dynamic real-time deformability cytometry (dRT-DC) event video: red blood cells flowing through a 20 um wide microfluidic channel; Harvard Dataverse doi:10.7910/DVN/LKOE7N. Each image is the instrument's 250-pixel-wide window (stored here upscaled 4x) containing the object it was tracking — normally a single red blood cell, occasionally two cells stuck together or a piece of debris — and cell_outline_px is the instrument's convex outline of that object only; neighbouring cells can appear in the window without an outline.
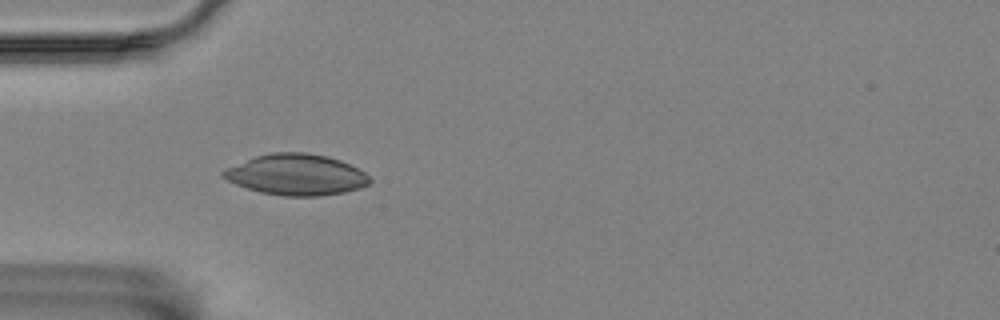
{"species": "Egyptian fruit bat (a non-hibernating species)", "species_latin": "Rousettus aegyptiacus", "temperature_condition": "room temperature", "stored_images_in_passage": 2, "camera_frame_rate_fps": 3000, "um_per_image_px": 0.085, "animal": {"sex": "female"}, "frame": {"image": 1, "passage_image": 1, "time_ms": 0.0, "image_size_px": [1000, 320], "cell_outline_px": [[372, 180], [368, 184], [360, 188], [344, 192], [320, 196], [284, 196], [260, 192], [236, 184], [220, 176], [220, 172], [228, 168], [256, 156], [272, 152], [304, 152], [328, 156], [340, 160], [364, 172]], "centroid_in_image_um": [25.19, 14.85], "position_along_channel_um": 59.8, "area_um2": 34.74}}
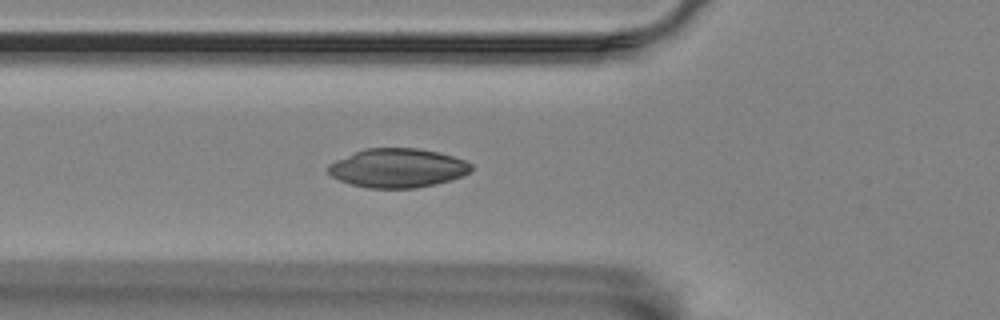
{"frame": {"image": 2, "passage_image": 2, "time_ms": 1.0, "image_size_px": [1000, 320], "cell_outline_px": [[472, 172], [464, 176], [436, 184], [416, 188], [368, 188], [352, 184], [340, 180], [332, 176], [328, 172], [328, 164], [336, 160], [364, 148], [416, 148], [436, 152], [452, 156], [464, 160], [472, 164]], "centroid_in_image_um": [33.82, 14.29], "position_along_channel_um": 92.0, "area_um2": 32.48}}